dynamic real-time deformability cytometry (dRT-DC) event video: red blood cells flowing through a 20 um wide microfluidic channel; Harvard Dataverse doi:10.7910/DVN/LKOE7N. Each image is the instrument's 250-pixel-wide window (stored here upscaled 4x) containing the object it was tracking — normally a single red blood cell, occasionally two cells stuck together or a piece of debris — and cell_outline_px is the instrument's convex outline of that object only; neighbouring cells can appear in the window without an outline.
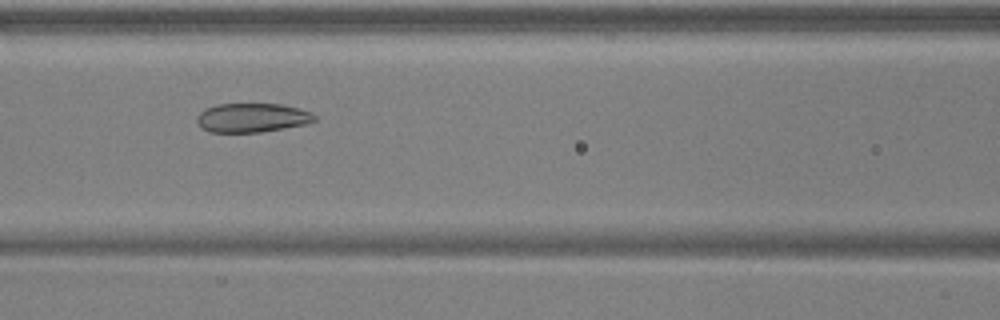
{"species": "common noctule bat (a hibernating species)", "species_latin": "Nyctalus noctula", "temperature_condition": "warm", "stored_images_in_passage": 7, "camera_frame_rate_fps": 3000, "um_per_image_px": 0.085, "animal": {"sex": "male", "body_mass_g": 17.9, "forearm_length_mm": 54.2}, "frame": {"image": 1, "passage_image": 6, "time_ms": 1.667, "image_size_px": [1000, 320], "cell_outline_px": [[316, 120], [308, 124], [260, 132], [208, 132], [200, 128], [196, 120], [196, 116], [204, 108], [216, 104], [280, 104], [312, 112], [316, 116]], "centroid_in_image_um": [21.39, 10.01], "position_along_channel_um": 145.2, "area_um2": 20.11}}
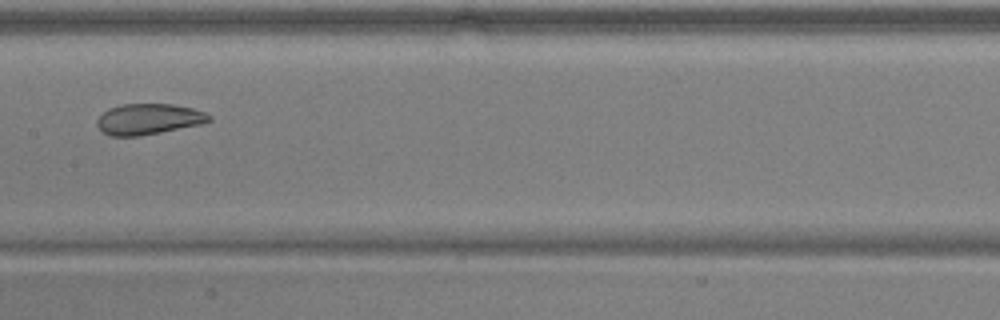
{"frame": {"image": 2, "passage_image": 7, "time_ms": 2.0, "image_size_px": [1000, 320], "cell_outline_px": [[212, 120], [200, 124], [140, 136], [108, 136], [96, 124], [96, 120], [108, 108], [120, 104], [172, 104], [192, 108], [204, 112], [212, 116]], "centroid_in_image_um": [12.61, 10.12], "position_along_channel_um": 194.8, "area_um2": 20.06}}